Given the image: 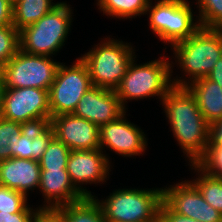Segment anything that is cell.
I'll return each instance as SVG.
<instances>
[{"mask_svg": "<svg viewBox=\"0 0 222 222\" xmlns=\"http://www.w3.org/2000/svg\"><path fill=\"white\" fill-rule=\"evenodd\" d=\"M159 222H200L175 212L164 200L159 208Z\"/></svg>", "mask_w": 222, "mask_h": 222, "instance_id": "31", "label": "cell"}, {"mask_svg": "<svg viewBox=\"0 0 222 222\" xmlns=\"http://www.w3.org/2000/svg\"><path fill=\"white\" fill-rule=\"evenodd\" d=\"M190 166L199 175L190 182L198 189L204 200L222 214V178L206 174L196 164Z\"/></svg>", "mask_w": 222, "mask_h": 222, "instance_id": "22", "label": "cell"}, {"mask_svg": "<svg viewBox=\"0 0 222 222\" xmlns=\"http://www.w3.org/2000/svg\"><path fill=\"white\" fill-rule=\"evenodd\" d=\"M150 2L145 15L149 13V27L163 43L171 46L188 39L201 26L194 21L193 10L187 0H158Z\"/></svg>", "mask_w": 222, "mask_h": 222, "instance_id": "7", "label": "cell"}, {"mask_svg": "<svg viewBox=\"0 0 222 222\" xmlns=\"http://www.w3.org/2000/svg\"><path fill=\"white\" fill-rule=\"evenodd\" d=\"M27 197L21 192L0 185V211L15 214L20 211H36L27 205Z\"/></svg>", "mask_w": 222, "mask_h": 222, "instance_id": "27", "label": "cell"}, {"mask_svg": "<svg viewBox=\"0 0 222 222\" xmlns=\"http://www.w3.org/2000/svg\"><path fill=\"white\" fill-rule=\"evenodd\" d=\"M19 50V31L13 26H0V69Z\"/></svg>", "mask_w": 222, "mask_h": 222, "instance_id": "26", "label": "cell"}, {"mask_svg": "<svg viewBox=\"0 0 222 222\" xmlns=\"http://www.w3.org/2000/svg\"><path fill=\"white\" fill-rule=\"evenodd\" d=\"M201 27L222 29V0H197Z\"/></svg>", "mask_w": 222, "mask_h": 222, "instance_id": "25", "label": "cell"}, {"mask_svg": "<svg viewBox=\"0 0 222 222\" xmlns=\"http://www.w3.org/2000/svg\"><path fill=\"white\" fill-rule=\"evenodd\" d=\"M54 137L72 150L100 149L99 127L71 114H60L50 119Z\"/></svg>", "mask_w": 222, "mask_h": 222, "instance_id": "14", "label": "cell"}, {"mask_svg": "<svg viewBox=\"0 0 222 222\" xmlns=\"http://www.w3.org/2000/svg\"><path fill=\"white\" fill-rule=\"evenodd\" d=\"M27 128L25 124L4 119L0 116V161L11 158L9 143Z\"/></svg>", "mask_w": 222, "mask_h": 222, "instance_id": "28", "label": "cell"}, {"mask_svg": "<svg viewBox=\"0 0 222 222\" xmlns=\"http://www.w3.org/2000/svg\"><path fill=\"white\" fill-rule=\"evenodd\" d=\"M125 111L115 90L93 86L80 98L72 114L100 127L115 121Z\"/></svg>", "mask_w": 222, "mask_h": 222, "instance_id": "15", "label": "cell"}, {"mask_svg": "<svg viewBox=\"0 0 222 222\" xmlns=\"http://www.w3.org/2000/svg\"><path fill=\"white\" fill-rule=\"evenodd\" d=\"M134 57L126 74L123 76L115 92L120 99L121 105L126 108V100H138L148 97H159L163 100L167 91L173 86L172 61L169 63L168 56L161 57L151 62L136 64Z\"/></svg>", "mask_w": 222, "mask_h": 222, "instance_id": "3", "label": "cell"}, {"mask_svg": "<svg viewBox=\"0 0 222 222\" xmlns=\"http://www.w3.org/2000/svg\"><path fill=\"white\" fill-rule=\"evenodd\" d=\"M70 151L63 142L54 137L39 160L40 168L66 169Z\"/></svg>", "mask_w": 222, "mask_h": 222, "instance_id": "24", "label": "cell"}, {"mask_svg": "<svg viewBox=\"0 0 222 222\" xmlns=\"http://www.w3.org/2000/svg\"><path fill=\"white\" fill-rule=\"evenodd\" d=\"M207 147H222V119L210 124L209 144Z\"/></svg>", "mask_w": 222, "mask_h": 222, "instance_id": "34", "label": "cell"}, {"mask_svg": "<svg viewBox=\"0 0 222 222\" xmlns=\"http://www.w3.org/2000/svg\"><path fill=\"white\" fill-rule=\"evenodd\" d=\"M186 87L194 95L203 118L209 123L222 119V87L208 77L190 82Z\"/></svg>", "mask_w": 222, "mask_h": 222, "instance_id": "19", "label": "cell"}, {"mask_svg": "<svg viewBox=\"0 0 222 222\" xmlns=\"http://www.w3.org/2000/svg\"><path fill=\"white\" fill-rule=\"evenodd\" d=\"M13 0H0V26L12 25Z\"/></svg>", "mask_w": 222, "mask_h": 222, "instance_id": "33", "label": "cell"}, {"mask_svg": "<svg viewBox=\"0 0 222 222\" xmlns=\"http://www.w3.org/2000/svg\"><path fill=\"white\" fill-rule=\"evenodd\" d=\"M163 200L177 213L200 222H222V214L209 205L190 181L163 189Z\"/></svg>", "mask_w": 222, "mask_h": 222, "instance_id": "13", "label": "cell"}, {"mask_svg": "<svg viewBox=\"0 0 222 222\" xmlns=\"http://www.w3.org/2000/svg\"><path fill=\"white\" fill-rule=\"evenodd\" d=\"M196 165L206 174L222 178V147H207Z\"/></svg>", "mask_w": 222, "mask_h": 222, "instance_id": "29", "label": "cell"}, {"mask_svg": "<svg viewBox=\"0 0 222 222\" xmlns=\"http://www.w3.org/2000/svg\"><path fill=\"white\" fill-rule=\"evenodd\" d=\"M53 138L54 131L49 124L27 127L10 141L11 157L39 161Z\"/></svg>", "mask_w": 222, "mask_h": 222, "instance_id": "18", "label": "cell"}, {"mask_svg": "<svg viewBox=\"0 0 222 222\" xmlns=\"http://www.w3.org/2000/svg\"><path fill=\"white\" fill-rule=\"evenodd\" d=\"M110 161L100 150H72L68 158L66 170L74 187L84 197H95L81 184H96L106 182L109 178Z\"/></svg>", "mask_w": 222, "mask_h": 222, "instance_id": "11", "label": "cell"}, {"mask_svg": "<svg viewBox=\"0 0 222 222\" xmlns=\"http://www.w3.org/2000/svg\"><path fill=\"white\" fill-rule=\"evenodd\" d=\"M53 0H13V21L12 25L22 30L50 12L59 2Z\"/></svg>", "mask_w": 222, "mask_h": 222, "instance_id": "20", "label": "cell"}, {"mask_svg": "<svg viewBox=\"0 0 222 222\" xmlns=\"http://www.w3.org/2000/svg\"><path fill=\"white\" fill-rule=\"evenodd\" d=\"M126 112L115 121L99 127L100 150L104 146L124 156L141 155L147 148V138L143 130L126 120Z\"/></svg>", "mask_w": 222, "mask_h": 222, "instance_id": "12", "label": "cell"}, {"mask_svg": "<svg viewBox=\"0 0 222 222\" xmlns=\"http://www.w3.org/2000/svg\"><path fill=\"white\" fill-rule=\"evenodd\" d=\"M161 102L173 137L188 161L196 164L209 144L210 124L203 118L194 95L186 86L173 85Z\"/></svg>", "mask_w": 222, "mask_h": 222, "instance_id": "1", "label": "cell"}, {"mask_svg": "<svg viewBox=\"0 0 222 222\" xmlns=\"http://www.w3.org/2000/svg\"><path fill=\"white\" fill-rule=\"evenodd\" d=\"M60 63L48 56L18 50L1 69L5 88L50 89Z\"/></svg>", "mask_w": 222, "mask_h": 222, "instance_id": "8", "label": "cell"}, {"mask_svg": "<svg viewBox=\"0 0 222 222\" xmlns=\"http://www.w3.org/2000/svg\"><path fill=\"white\" fill-rule=\"evenodd\" d=\"M41 168L39 161L11 157L0 161V185L27 195L39 188Z\"/></svg>", "mask_w": 222, "mask_h": 222, "instance_id": "17", "label": "cell"}, {"mask_svg": "<svg viewBox=\"0 0 222 222\" xmlns=\"http://www.w3.org/2000/svg\"><path fill=\"white\" fill-rule=\"evenodd\" d=\"M38 189L47 203L43 207L47 208H58L85 198L72 184L66 169H41Z\"/></svg>", "mask_w": 222, "mask_h": 222, "instance_id": "16", "label": "cell"}, {"mask_svg": "<svg viewBox=\"0 0 222 222\" xmlns=\"http://www.w3.org/2000/svg\"><path fill=\"white\" fill-rule=\"evenodd\" d=\"M4 91H5V87H4L3 77L0 71V114H1V109H2Z\"/></svg>", "mask_w": 222, "mask_h": 222, "instance_id": "36", "label": "cell"}, {"mask_svg": "<svg viewBox=\"0 0 222 222\" xmlns=\"http://www.w3.org/2000/svg\"><path fill=\"white\" fill-rule=\"evenodd\" d=\"M177 65L182 68L188 82L182 77L171 80L174 86H186L207 77L222 56V29L200 27L188 39L172 45ZM178 60V61H177ZM190 80V81H189Z\"/></svg>", "mask_w": 222, "mask_h": 222, "instance_id": "2", "label": "cell"}, {"mask_svg": "<svg viewBox=\"0 0 222 222\" xmlns=\"http://www.w3.org/2000/svg\"><path fill=\"white\" fill-rule=\"evenodd\" d=\"M100 205L106 222H159L163 187L151 189H116Z\"/></svg>", "mask_w": 222, "mask_h": 222, "instance_id": "4", "label": "cell"}, {"mask_svg": "<svg viewBox=\"0 0 222 222\" xmlns=\"http://www.w3.org/2000/svg\"><path fill=\"white\" fill-rule=\"evenodd\" d=\"M1 117L25 124L27 127L49 124L48 90L40 88H5Z\"/></svg>", "mask_w": 222, "mask_h": 222, "instance_id": "10", "label": "cell"}, {"mask_svg": "<svg viewBox=\"0 0 222 222\" xmlns=\"http://www.w3.org/2000/svg\"><path fill=\"white\" fill-rule=\"evenodd\" d=\"M34 211H20L15 214L0 211V222H32Z\"/></svg>", "mask_w": 222, "mask_h": 222, "instance_id": "32", "label": "cell"}, {"mask_svg": "<svg viewBox=\"0 0 222 222\" xmlns=\"http://www.w3.org/2000/svg\"><path fill=\"white\" fill-rule=\"evenodd\" d=\"M105 39L80 58L88 68L93 86L115 90L136 54L129 43Z\"/></svg>", "mask_w": 222, "mask_h": 222, "instance_id": "6", "label": "cell"}, {"mask_svg": "<svg viewBox=\"0 0 222 222\" xmlns=\"http://www.w3.org/2000/svg\"><path fill=\"white\" fill-rule=\"evenodd\" d=\"M64 215L65 222H106L103 211L94 197L58 207Z\"/></svg>", "mask_w": 222, "mask_h": 222, "instance_id": "21", "label": "cell"}, {"mask_svg": "<svg viewBox=\"0 0 222 222\" xmlns=\"http://www.w3.org/2000/svg\"><path fill=\"white\" fill-rule=\"evenodd\" d=\"M151 0H97L103 14L117 19L135 18L144 15Z\"/></svg>", "mask_w": 222, "mask_h": 222, "instance_id": "23", "label": "cell"}, {"mask_svg": "<svg viewBox=\"0 0 222 222\" xmlns=\"http://www.w3.org/2000/svg\"><path fill=\"white\" fill-rule=\"evenodd\" d=\"M207 77L222 87V56Z\"/></svg>", "mask_w": 222, "mask_h": 222, "instance_id": "35", "label": "cell"}, {"mask_svg": "<svg viewBox=\"0 0 222 222\" xmlns=\"http://www.w3.org/2000/svg\"><path fill=\"white\" fill-rule=\"evenodd\" d=\"M72 9L59 2L34 24L19 31V49L33 55L51 57L59 52L69 34Z\"/></svg>", "mask_w": 222, "mask_h": 222, "instance_id": "5", "label": "cell"}, {"mask_svg": "<svg viewBox=\"0 0 222 222\" xmlns=\"http://www.w3.org/2000/svg\"><path fill=\"white\" fill-rule=\"evenodd\" d=\"M32 222H65L63 212L59 208L37 207Z\"/></svg>", "mask_w": 222, "mask_h": 222, "instance_id": "30", "label": "cell"}, {"mask_svg": "<svg viewBox=\"0 0 222 222\" xmlns=\"http://www.w3.org/2000/svg\"><path fill=\"white\" fill-rule=\"evenodd\" d=\"M93 87L86 64L78 57L70 66L60 63L48 91L51 118L71 114L80 98Z\"/></svg>", "mask_w": 222, "mask_h": 222, "instance_id": "9", "label": "cell"}]
</instances>
